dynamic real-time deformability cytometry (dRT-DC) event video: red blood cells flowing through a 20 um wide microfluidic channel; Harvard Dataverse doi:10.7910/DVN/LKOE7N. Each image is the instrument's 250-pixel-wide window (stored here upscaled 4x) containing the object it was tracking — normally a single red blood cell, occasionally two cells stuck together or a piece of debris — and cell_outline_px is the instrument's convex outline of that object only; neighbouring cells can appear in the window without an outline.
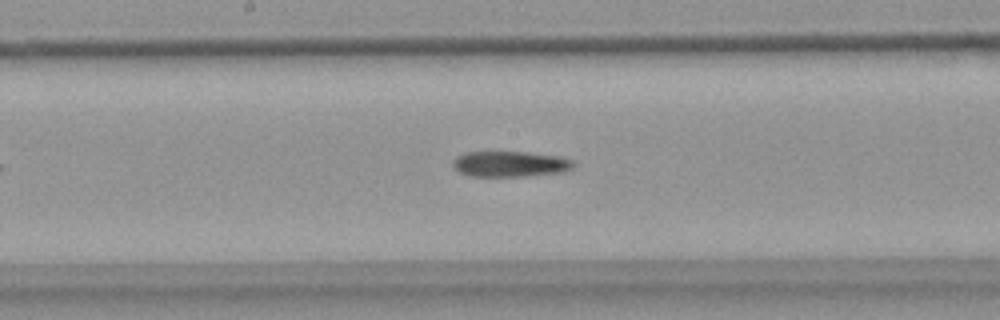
{"species": "common noctule bat (a hibernating species)", "species_latin": "Nyctalus noctula", "temperature_condition": "warm", "stored_images_in_passage": 43, "camera_frame_rate_fps": 3000, "um_per_image_px": 0.085, "animal": {"sex": "female", "body_mass_g": 18.4}, "frame": {"image": 1, "passage_image": 20, "time_ms": 6.333, "image_size_px": [1000, 320], "cell_outline_px": [[576, 164], [572, 168], [564, 172], [524, 176], [472, 176], [460, 172], [452, 168], [452, 160], [456, 156], [464, 152], [528, 152], [560, 156], [572, 160]], "centroid_in_image_um": [43.35, 13.93], "position_along_channel_um": 204.8, "area_um2": 18.21}}
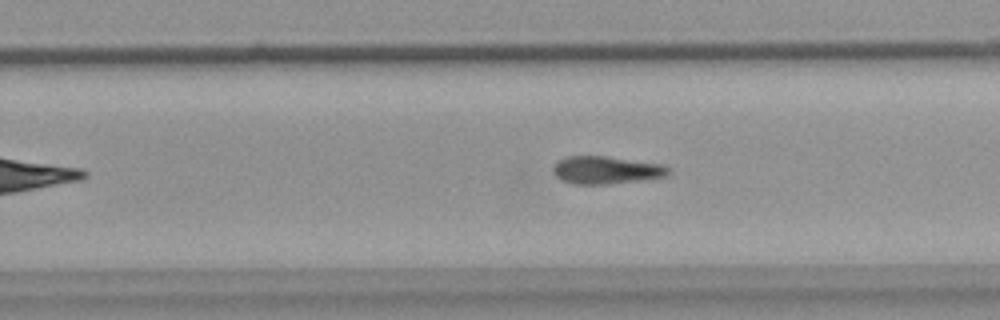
{"frame": {"image": 2, "passage_image": 26, "time_ms": 8.333, "image_size_px": [1000, 320], "cell_outline_px": [[672, 172], [664, 176], [640, 180], [608, 184], [572, 184], [556, 176], [552, 172], [552, 164], [556, 160], [564, 156], [608, 156], [664, 164]], "centroid_in_image_um": [51.48, 14.44], "position_along_channel_um": 278.3, "area_um2": 18.84}}
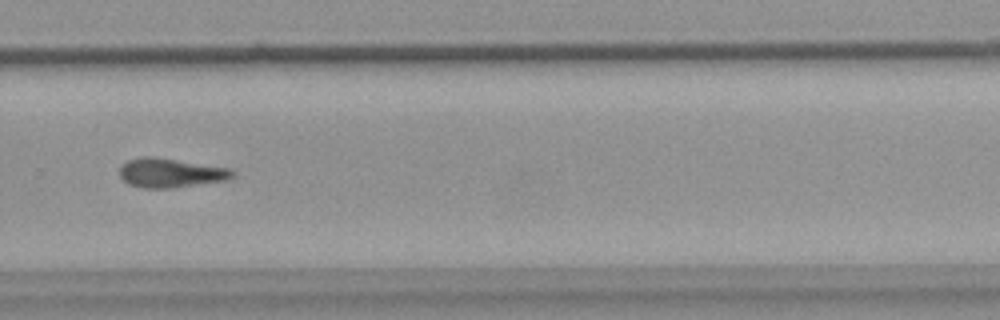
{"frame": {"image": 3, "passage_image": 29, "time_ms": 9.333, "image_size_px": [1000, 320], "cell_outline_px": [[236, 176], [224, 180], [168, 188], [144, 188], [128, 184], [120, 176], [120, 164], [128, 160], [144, 156], [152, 156], [232, 168], [236, 172]], "centroid_in_image_um": [14.5, 14.68], "position_along_channel_um": 315.3, "area_um2": 19.19}}